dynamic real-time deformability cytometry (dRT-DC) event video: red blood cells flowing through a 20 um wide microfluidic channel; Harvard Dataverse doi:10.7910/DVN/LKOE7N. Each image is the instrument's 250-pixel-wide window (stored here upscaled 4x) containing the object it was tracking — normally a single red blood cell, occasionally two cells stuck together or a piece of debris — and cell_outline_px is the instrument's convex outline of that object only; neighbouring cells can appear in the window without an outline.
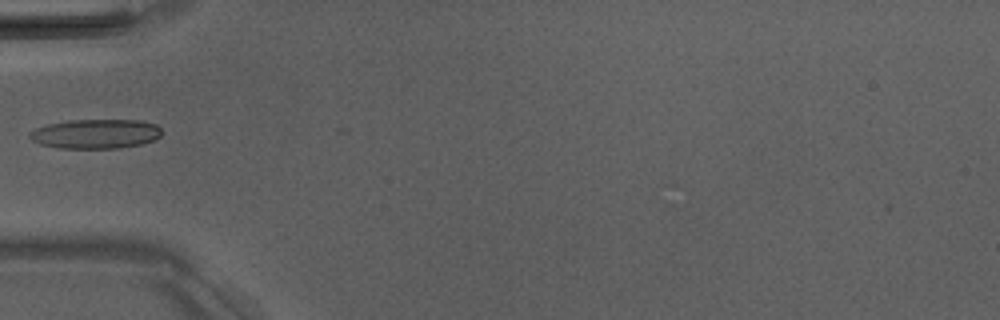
{"species": "Egyptian fruit bat (a non-hibernating species)", "species_latin": "Rousettus aegyptiacus", "temperature_condition": "room temperature", "stored_images_in_passage": 3, "camera_frame_rate_fps": 3000, "um_per_image_px": 0.085, "animal": {"sex": "male"}, "frame": {"image": 1, "passage_image": 2, "time_ms": 1.333, "image_size_px": [1000, 320], "cell_outline_px": [[160, 136], [152, 140], [140, 144], [116, 148], [60, 148], [40, 144], [32, 140], [28, 136], [28, 132], [36, 128], [48, 124], [68, 120], [140, 120], [156, 124], [160, 128]], "centroid_in_image_um": [8.09, 11.37], "position_along_channel_um": 76.9, "area_um2": 22.54}}